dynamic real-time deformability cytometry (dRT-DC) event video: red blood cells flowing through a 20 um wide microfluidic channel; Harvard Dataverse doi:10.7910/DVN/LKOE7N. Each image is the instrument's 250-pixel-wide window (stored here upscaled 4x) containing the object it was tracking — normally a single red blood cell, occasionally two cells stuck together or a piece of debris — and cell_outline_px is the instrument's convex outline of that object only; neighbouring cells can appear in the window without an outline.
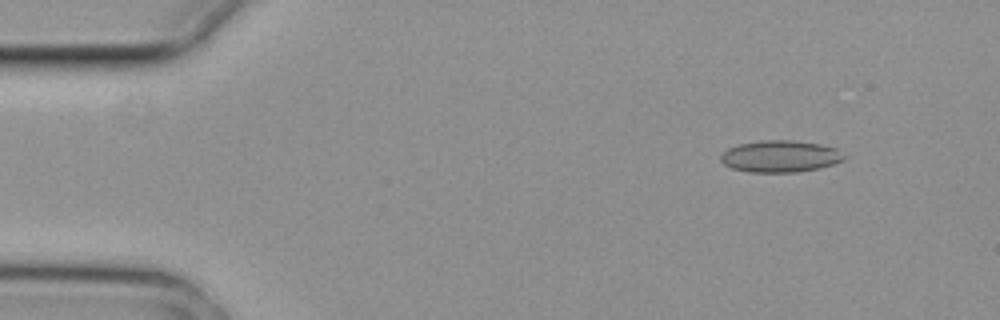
{"species": "common noctule bat (a hibernating species)", "species_latin": "Nyctalus noctula", "temperature_condition": "cold", "stored_images_in_passage": 6, "camera_frame_rate_fps": 3000, "um_per_image_px": 0.085, "animal": {"sex": "female", "body_mass_g": 29.2, "forearm_length_mm": 56.3}, "frame": {"image": 1, "passage_image": 2, "time_ms": 0.333, "image_size_px": [1000, 320], "cell_outline_px": [[844, 160], [820, 168], [796, 172], [748, 172], [732, 168], [724, 164], [720, 160], [720, 156], [728, 148], [740, 144], [764, 140], [792, 140], [820, 144], [836, 148], [844, 156]], "centroid_in_image_um": [66.31, 13.29], "position_along_channel_um": 18.7, "area_um2": 22.72}}
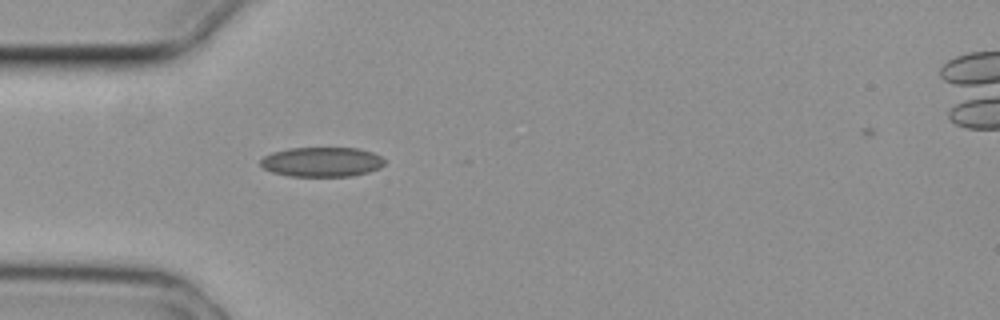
{"frame": {"image": 2, "passage_image": 5, "time_ms": 1.333, "image_size_px": [1000, 320], "cell_outline_px": [[384, 164], [380, 168], [368, 172], [352, 176], [288, 176], [272, 172], [264, 168], [260, 164], [260, 160], [264, 156], [272, 152], [288, 148], [356, 148], [372, 152], [380, 156], [384, 160]], "centroid_in_image_um": [27.34, 13.76], "position_along_channel_um": 57.7, "area_um2": 21.44}}